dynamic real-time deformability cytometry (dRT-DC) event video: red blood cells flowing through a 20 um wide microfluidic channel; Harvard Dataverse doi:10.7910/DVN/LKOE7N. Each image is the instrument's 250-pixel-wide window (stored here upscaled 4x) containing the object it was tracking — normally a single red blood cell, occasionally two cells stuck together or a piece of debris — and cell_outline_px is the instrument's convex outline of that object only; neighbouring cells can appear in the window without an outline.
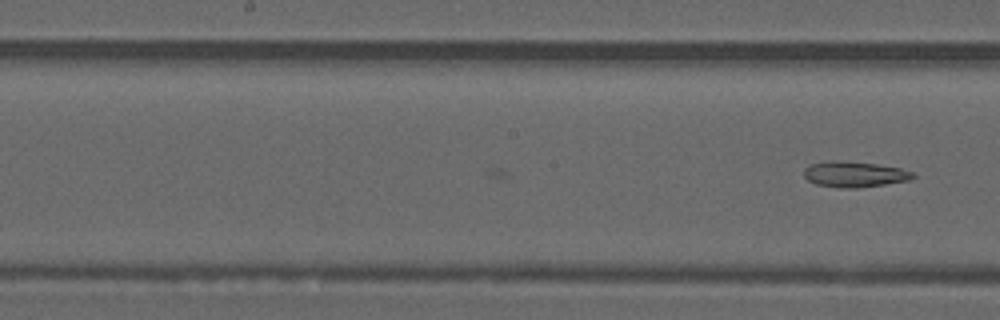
{"species": "common noctule bat (a hibernating species)", "species_latin": "Nyctalus noctula", "temperature_condition": "warm", "stored_images_in_passage": 8, "camera_frame_rate_fps": 3000, "um_per_image_px": 0.085, "animal": {"sex": "male", "forearm_length_mm": 52.5}, "frame": {"image": 1, "passage_image": 8, "time_ms": 2.333, "image_size_px": [1000, 320], "cell_outline_px": [[916, 176], [908, 180], [860, 188], [844, 188], [816, 184], [808, 180], [804, 176], [804, 168], [812, 164], [832, 160], [840, 160], [876, 164], [900, 168], [912, 172]], "centroid_in_image_um": [72.61, 14.81], "position_along_channel_um": 175.6, "area_um2": 16.18}}